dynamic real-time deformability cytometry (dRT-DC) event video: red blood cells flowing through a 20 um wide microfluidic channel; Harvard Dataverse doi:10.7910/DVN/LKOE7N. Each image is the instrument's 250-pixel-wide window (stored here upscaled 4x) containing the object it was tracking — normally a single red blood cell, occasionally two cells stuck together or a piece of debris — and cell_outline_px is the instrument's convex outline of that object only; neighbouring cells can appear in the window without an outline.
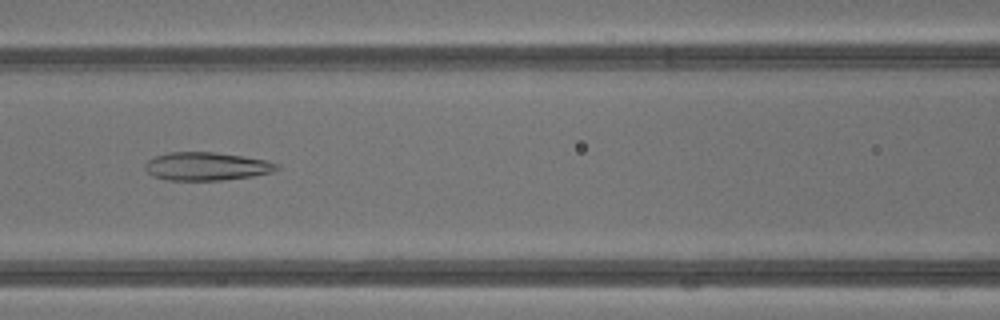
{"species": "common noctule bat (a hibernating species)", "species_latin": "Nyctalus noctula", "temperature_condition": "warm", "stored_images_in_passage": 28, "camera_frame_rate_fps": 3000, "um_per_image_px": 0.085, "animal": {"sex": "male", "body_mass_g": 13.3}, "frame": {"image": 1, "passage_image": 10, "time_ms": 3.0, "image_size_px": [1000, 320], "cell_outline_px": [[280, 168], [272, 172], [252, 176], [224, 180], [164, 180], [152, 176], [144, 168], [144, 164], [148, 160], [156, 156], [168, 152], [212, 152], [244, 156], [264, 160], [280, 164]], "centroid_in_image_um": [17.54, 14.14], "position_along_channel_um": 149.1, "area_um2": 21.73}}
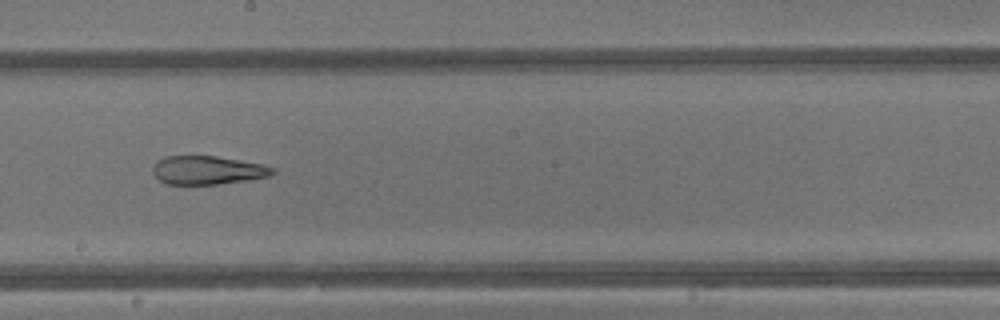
{"frame": {"image": 2, "passage_image": 15, "time_ms": 4.667, "image_size_px": [1000, 320], "cell_outline_px": [[276, 172], [268, 176], [244, 180], [216, 184], [168, 184], [160, 180], [152, 172], [152, 168], [156, 160], [164, 156], [216, 156], [264, 164], [276, 168]], "centroid_in_image_um": [17.64, 14.45], "position_along_channel_um": 230.6, "area_um2": 19.88}}
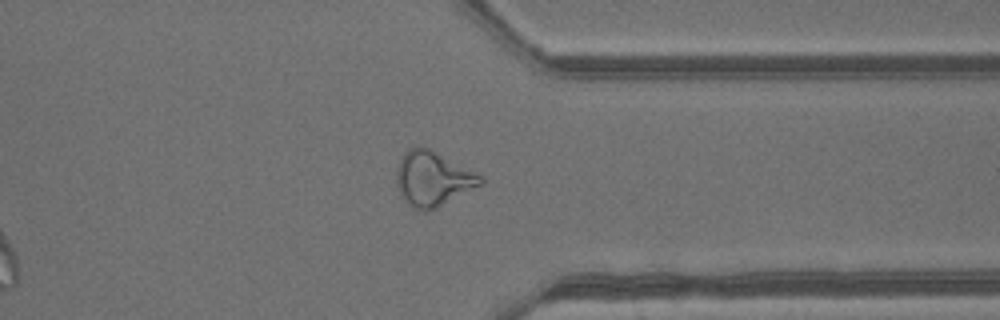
{"frame": {"image": 3, "passage_image": 24, "time_ms": 7.667, "image_size_px": [1000, 320], "cell_outline_px": [[484, 180], [480, 184], [436, 208], [428, 212], [424, 212], [412, 208], [404, 200], [396, 184], [396, 168], [400, 156], [408, 148], [428, 148], [484, 176]], "centroid_in_image_um": [36.74, 15.2], "position_along_channel_um": 374.7, "area_um2": 26.53}, "authors_computed_cell_mechanics": {"area_um2": 22.7154, "velocity_mm_per_s": 4.919, "shape_relaxation_time_tau1_ms": null, "shape_relaxation_time_tau2_ms": 1.9825, "deformation_change_tau1": null, "deformation_change_tau2": 0.1054}}